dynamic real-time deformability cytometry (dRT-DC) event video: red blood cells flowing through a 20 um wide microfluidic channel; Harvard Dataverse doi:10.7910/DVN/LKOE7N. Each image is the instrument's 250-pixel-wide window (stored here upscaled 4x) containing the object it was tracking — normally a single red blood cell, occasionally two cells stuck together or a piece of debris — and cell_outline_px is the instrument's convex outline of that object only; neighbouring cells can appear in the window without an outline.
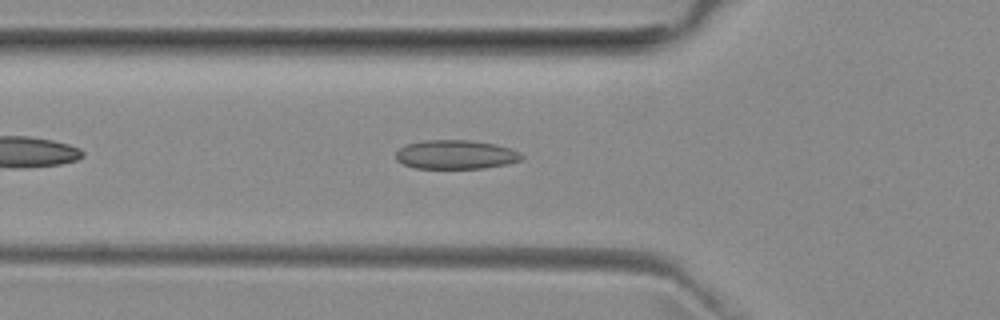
{"species": "common noctule bat (a hibernating species)", "species_latin": "Nyctalus noctula", "temperature_condition": "room temperature", "stored_images_in_passage": 41, "camera_frame_rate_fps": 3000, "um_per_image_px": 0.085, "animal": {"sex": "female", "body_mass_g": 29.2, "forearm_length_mm": 56.3}, "frame": {"image": 1, "passage_image": 7, "time_ms": 2.0, "image_size_px": [1000, 320], "cell_outline_px": [[524, 156], [520, 160], [508, 164], [484, 168], [416, 168], [404, 164], [396, 160], [396, 152], [400, 148], [408, 144], [424, 140], [468, 140], [496, 144], [512, 148], [520, 152]], "centroid_in_image_um": [38.77, 13.14], "position_along_channel_um": 87.0, "area_um2": 21.27}}
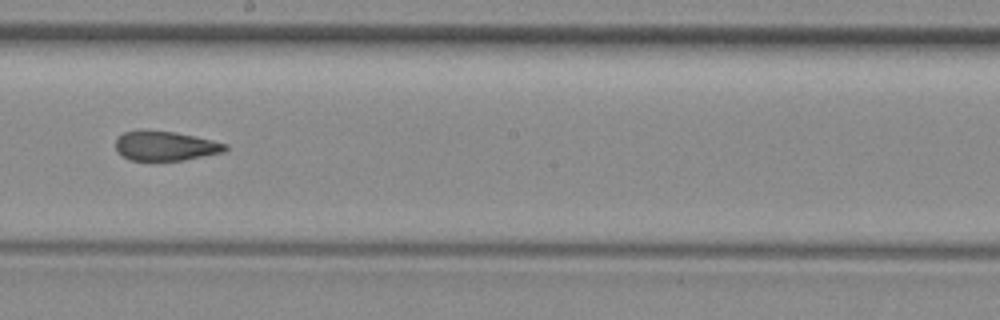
{"frame": {"image": 2, "passage_image": 18, "time_ms": 5.667, "image_size_px": [1000, 320], "cell_outline_px": [[228, 148], [224, 152], [184, 160], [128, 160], [116, 148], [116, 136], [124, 132], [140, 128], [176, 132], [212, 140], [228, 144]], "centroid_in_image_um": [14.04, 12.37], "position_along_channel_um": 234.2, "area_um2": 19.13}}
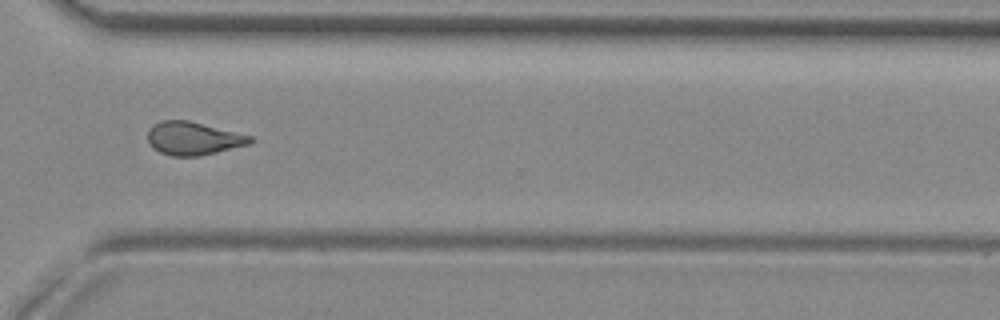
{"frame": {"image": 3, "passage_image": 27, "time_ms": 8.667, "image_size_px": [1000, 320], "cell_outline_px": [[256, 140], [252, 144], [200, 156], [172, 156], [160, 152], [152, 148], [148, 140], [148, 132], [152, 124], [160, 120], [188, 120], [252, 136]], "centroid_in_image_um": [16.45, 11.77], "position_along_channel_um": 354.2, "area_um2": 20.0}, "authors_computed_cell_mechanics": {"area_um2": 19.7676, "velocity_mm_per_s": 3.9989, "shape_relaxation_time_tau1_ms": null, "shape_relaxation_time_tau2_ms": 2.8998, "deformation_change_tau1": null, "deformation_change_tau2": 0.1089}}